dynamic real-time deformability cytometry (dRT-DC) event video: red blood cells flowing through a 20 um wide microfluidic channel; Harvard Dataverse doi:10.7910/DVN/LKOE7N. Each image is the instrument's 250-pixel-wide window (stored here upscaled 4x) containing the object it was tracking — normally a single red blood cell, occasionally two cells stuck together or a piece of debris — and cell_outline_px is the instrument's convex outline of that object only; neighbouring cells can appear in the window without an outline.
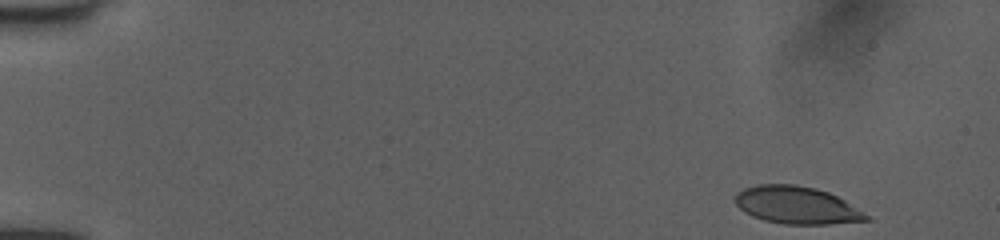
{"species": "human", "species_latin": "Homo sapiens", "temperature_condition": "room temperature", "stored_images_in_passage": 9, "camera_frame_rate_fps": 3000, "um_per_image_px": 0.085, "donor": {"sex": "female"}, "frame": {"image": 1, "passage_image": 1, "time_ms": 0.0, "image_size_px": [1000, 240], "cell_outline_px": [[872, 220], [828, 224], [784, 224], [764, 220], [752, 216], [744, 212], [736, 204], [736, 192], [744, 188], [756, 184], [796, 184], [816, 188], [828, 192], [844, 200], [872, 216]], "centroid_in_image_um": [67.74, 17.44], "position_along_channel_um": 17.3, "area_um2": 28.78}}
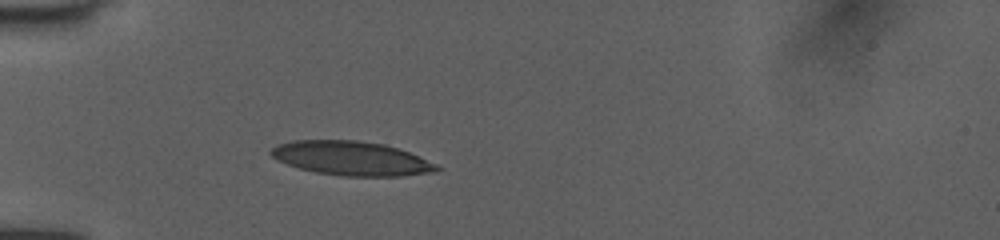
{"frame": {"image": 2, "passage_image": 7, "time_ms": 2.0, "image_size_px": [1000, 240], "cell_outline_px": [[444, 168], [436, 172], [400, 176], [344, 176], [316, 172], [300, 168], [288, 164], [272, 156], [268, 152], [276, 144], [292, 140], [356, 140], [384, 144], [408, 152], [436, 164]], "centroid_in_image_um": [29.87, 13.46], "position_along_channel_um": 55.1, "area_um2": 32.83}}
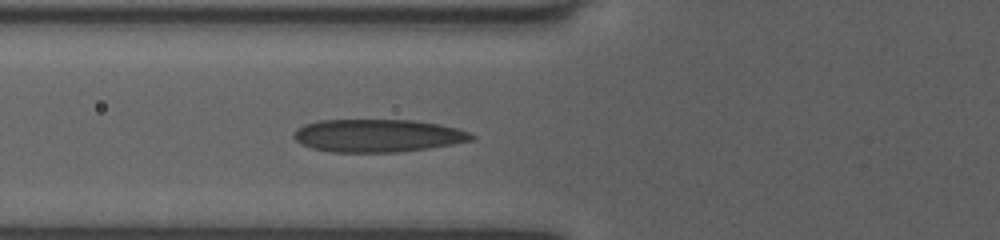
{"frame": {"image": 3, "passage_image": 9, "time_ms": 2.667, "image_size_px": [1000, 240], "cell_outline_px": [[476, 136], [472, 140], [452, 144], [428, 148], [396, 152], [332, 152], [312, 148], [300, 144], [292, 136], [296, 128], [304, 124], [320, 120], [412, 120], [440, 124], [456, 128], [468, 132]], "centroid_in_image_um": [32.07, 11.52], "position_along_channel_um": 93.7, "area_um2": 33.99}}